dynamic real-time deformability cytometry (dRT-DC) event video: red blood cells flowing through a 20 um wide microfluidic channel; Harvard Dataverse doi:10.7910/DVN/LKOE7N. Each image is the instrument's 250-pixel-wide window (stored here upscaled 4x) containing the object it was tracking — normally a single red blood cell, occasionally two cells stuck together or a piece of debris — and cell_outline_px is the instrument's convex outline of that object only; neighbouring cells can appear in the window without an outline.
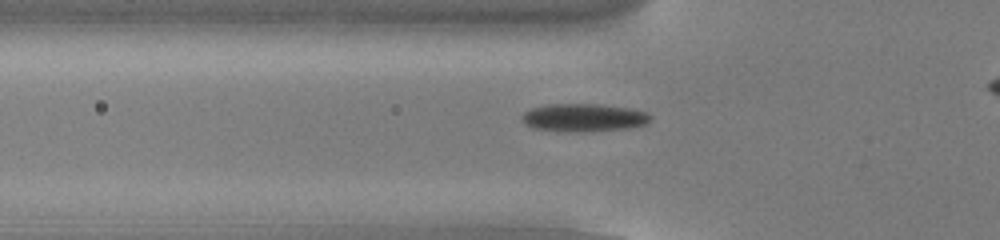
{"species": "common noctule bat (a hibernating species)", "species_latin": "Nyctalus noctula", "temperature_condition": "cold", "stored_images_in_passage": 31, "camera_frame_rate_fps": 3000, "um_per_image_px": 0.085, "animal": {"sex": "male", "body_mass_g": 13.0, "forearm_length_mm": 53.1}, "frame": {"image": 1, "passage_image": 2, "time_ms": 0.333, "image_size_px": [1000, 240], "cell_outline_px": [[652, 120], [644, 124], [628, 128], [584, 132], [580, 132], [532, 128], [524, 124], [520, 116], [524, 112], [532, 108], [548, 104], [596, 104], [628, 108], [644, 112], [652, 116]], "centroid_in_image_um": [49.58, 10.0], "position_along_channel_um": 76.2, "area_um2": 20.81}}
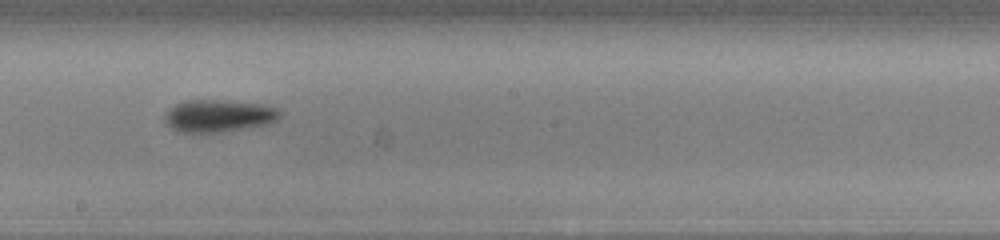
{"frame": {"image": 2, "passage_image": 14, "time_ms": 4.333, "image_size_px": [1000, 240], "cell_outline_px": [[280, 116], [276, 120], [268, 124], [224, 132], [192, 136], [176, 132], [164, 120], [164, 116], [176, 104], [184, 100], [224, 100], [264, 104], [280, 108]], "centroid_in_image_um": [18.56, 9.89], "position_along_channel_um": 229.6, "area_um2": 22.48}}
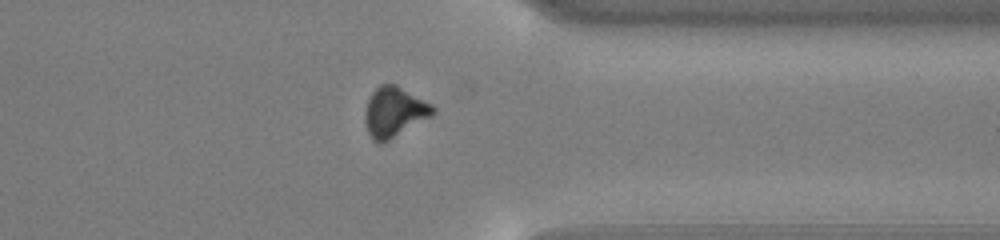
{"frame": {"image": 3, "passage_image": 26, "time_ms": 8.333, "image_size_px": [1000, 240], "cell_outline_px": [[436, 112], [432, 116], [388, 140], [380, 144], [376, 144], [372, 140], [368, 132], [364, 120], [364, 112], [368, 100], [372, 92], [380, 84], [396, 84], [432, 104], [436, 108]], "centroid_in_image_um": [33.5, 9.52], "position_along_channel_um": 377.9, "area_um2": 19.88}}